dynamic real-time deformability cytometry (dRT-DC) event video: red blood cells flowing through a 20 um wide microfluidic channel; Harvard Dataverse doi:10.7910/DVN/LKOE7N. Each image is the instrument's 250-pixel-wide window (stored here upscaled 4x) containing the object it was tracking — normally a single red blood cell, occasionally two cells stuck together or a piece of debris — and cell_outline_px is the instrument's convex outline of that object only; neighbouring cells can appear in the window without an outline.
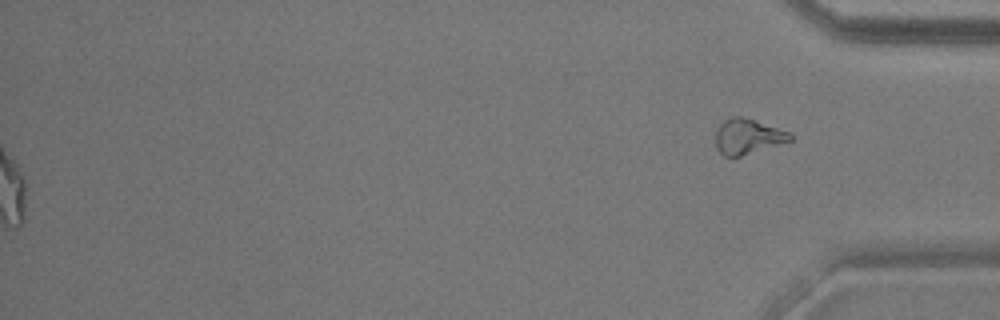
{"species": "common noctule bat (a hibernating species)", "species_latin": "Nyctalus noctula", "temperature_condition": "warm", "stored_images_in_passage": 53, "segment_of_instrument_passage": [2, 2], "camera_frame_rate_fps": 3000, "um_per_image_px": 0.085, "animal": {"sex": "male", "body_mass_g": 17.9}, "frame": {"image": 1, "passage_image": 53, "time_ms": 17.333, "image_size_px": [1000, 320], "cell_outline_px": [[792, 140], [740, 156], [724, 156], [716, 148], [716, 132], [720, 124], [724, 120], [732, 116], [740, 116], [788, 132], [792, 136]], "centroid_in_image_um": [63.51, 11.61], "position_along_channel_um": 371.7, "area_um2": 14.8}}